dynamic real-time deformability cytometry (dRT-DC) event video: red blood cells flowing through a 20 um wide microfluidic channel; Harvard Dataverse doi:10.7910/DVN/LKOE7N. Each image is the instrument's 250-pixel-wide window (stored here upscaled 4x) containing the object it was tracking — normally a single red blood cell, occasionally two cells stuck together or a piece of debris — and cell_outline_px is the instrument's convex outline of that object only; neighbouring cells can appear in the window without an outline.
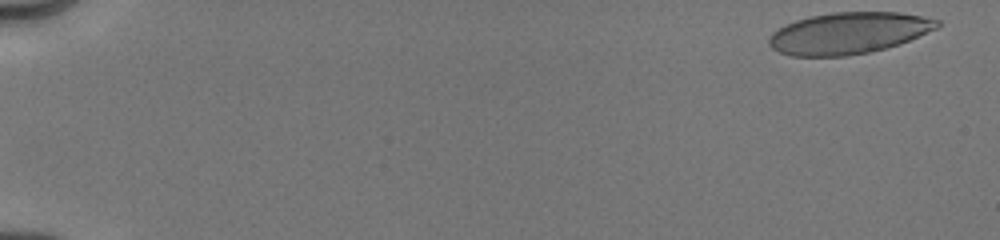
{"species": "human", "species_latin": "Homo sapiens", "temperature_condition": "cold", "stored_images_in_passage": 28, "camera_frame_rate_fps": 3000, "um_per_image_px": 0.085, "donor": {"sex": "male"}, "frame": {"image": 1, "passage_image": 1, "time_ms": 0.0, "image_size_px": [1000, 240], "cell_outline_px": [[940, 24], [936, 28], [900, 44], [872, 52], [844, 56], [792, 56], [780, 52], [772, 48], [768, 44], [768, 40], [772, 32], [784, 24], [796, 20], [812, 16], [832, 12], [900, 12], [940, 20]], "centroid_in_image_um": [72.11, 2.82], "position_along_channel_um": 12.9, "area_um2": 40.69}}
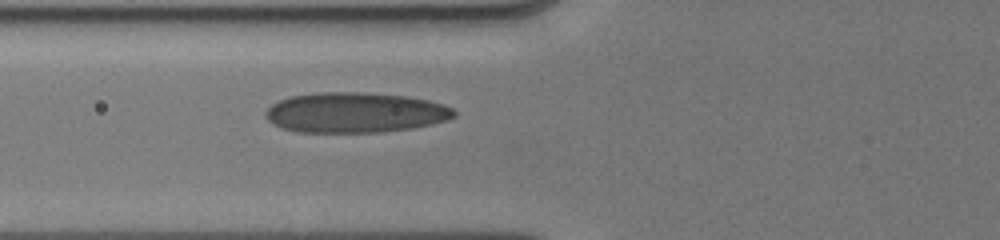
{"frame": {"image": 2, "passage_image": 25, "time_ms": 6.333, "image_size_px": [1000, 240], "cell_outline_px": [[456, 116], [448, 120], [432, 124], [412, 128], [384, 132], [296, 132], [280, 128], [272, 124], [264, 116], [264, 112], [272, 104], [280, 100], [292, 96], [320, 92], [356, 92], [408, 96], [428, 100], [444, 104], [452, 108], [456, 112]], "centroid_in_image_um": [30.19, 9.57], "position_along_channel_um": 95.6, "area_um2": 44.45}}
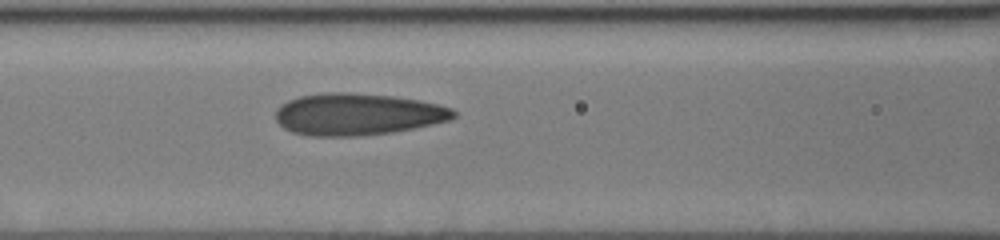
{"frame": {"image": 3, "passage_image": 28, "time_ms": 7.333, "image_size_px": [1000, 240], "cell_outline_px": [[456, 116], [452, 120], [392, 132], [360, 136], [308, 136], [292, 132], [284, 128], [276, 120], [276, 108], [280, 104], [288, 100], [300, 96], [328, 92], [348, 92], [392, 96], [420, 100], [452, 108], [456, 112]], "centroid_in_image_um": [30.37, 9.71], "position_along_channel_um": 136.2, "area_um2": 43.58}}